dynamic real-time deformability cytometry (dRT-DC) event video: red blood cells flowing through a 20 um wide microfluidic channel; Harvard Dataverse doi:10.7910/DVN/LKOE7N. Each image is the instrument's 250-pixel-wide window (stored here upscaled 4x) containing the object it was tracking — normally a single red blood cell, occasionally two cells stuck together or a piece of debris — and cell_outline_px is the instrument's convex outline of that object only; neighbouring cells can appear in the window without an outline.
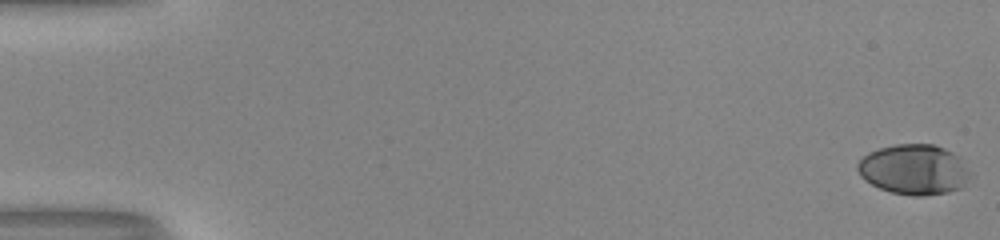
{"species": "human", "species_latin": "Homo sapiens", "temperature_condition": "room temperature", "stored_images_in_passage": 53, "camera_frame_rate_fps": 3000, "um_per_image_px": 0.085, "donor": {"sex": "male"}, "frame": {"image": 1, "passage_image": 1, "time_ms": 0.0, "image_size_px": [1000, 240], "cell_outline_px": [[976, 176], [960, 188], [948, 192], [924, 196], [912, 196], [892, 192], [880, 188], [864, 180], [860, 176], [856, 168], [856, 164], [868, 152], [880, 148], [896, 144], [932, 144], [944, 148], [960, 156]], "centroid_in_image_um": [77.76, 14.41], "position_along_channel_um": 7.2, "area_um2": 33.58}}
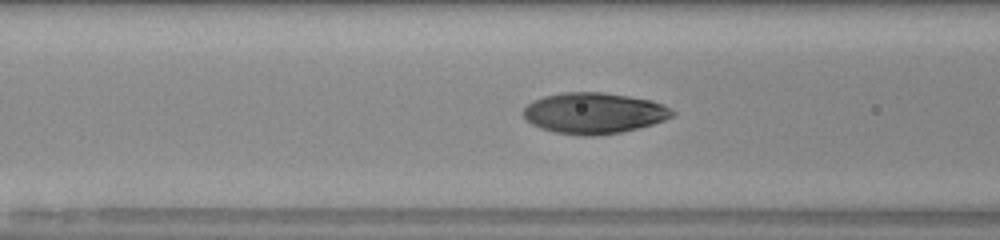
{"frame": {"image": 2, "passage_image": 23, "time_ms": 7.333, "image_size_px": [1000, 240], "cell_outline_px": [[676, 112], [672, 116], [664, 120], [652, 124], [620, 132], [596, 136], [580, 136], [556, 132], [540, 128], [532, 124], [524, 116], [524, 108], [528, 104], [544, 96], [564, 92], [604, 92], [652, 100], [664, 104]], "centroid_in_image_um": [50.51, 9.61], "position_along_channel_um": 116.1, "area_um2": 35.43}}
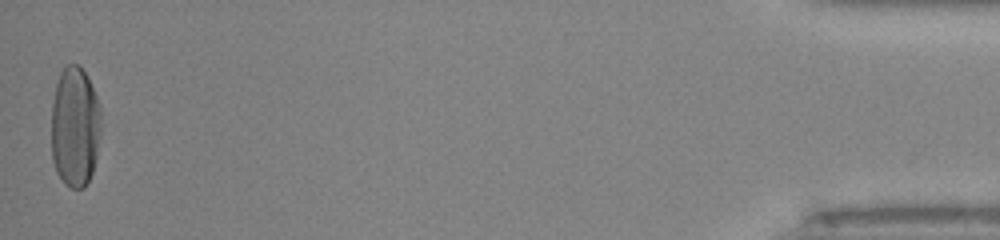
{"frame": {"image": 3, "passage_image": 53, "time_ms": 17.333, "image_size_px": [1000, 240], "cell_outline_px": [[100, 136], [96, 160], [92, 172], [84, 188], [72, 188], [64, 184], [56, 172], [52, 160], [52, 104], [56, 84], [60, 72], [64, 64], [76, 64], [84, 72], [96, 96], [100, 108]], "centroid_in_image_um": [6.36, 10.81], "position_along_channel_um": 428.8, "area_um2": 34.97}, "authors_computed_cell_mechanics": {"area_um2": 34.4488, "velocity_mm_per_s": 4.0555, "shape_relaxation_time_tau1_ms": 4.0721, "shape_relaxation_time_tau2_ms": null, "deformation_change_tau1": 0.2221, "deformation_change_tau2": null}}